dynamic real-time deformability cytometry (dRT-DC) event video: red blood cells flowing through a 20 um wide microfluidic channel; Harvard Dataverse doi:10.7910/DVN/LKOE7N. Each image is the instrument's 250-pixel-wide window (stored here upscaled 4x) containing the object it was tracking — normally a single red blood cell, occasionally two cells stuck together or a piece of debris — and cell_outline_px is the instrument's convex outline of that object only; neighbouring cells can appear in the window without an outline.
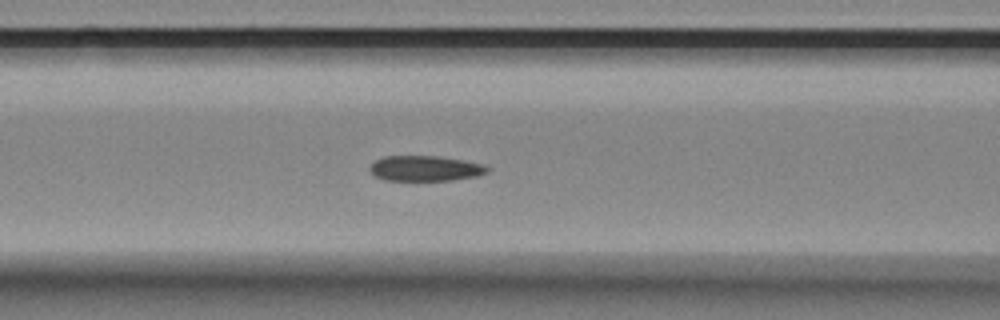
{"species": "Egyptian fruit bat (a non-hibernating species)", "species_latin": "Rousettus aegyptiacus", "temperature_condition": "room temperature", "stored_images_in_passage": 6, "segment_of_instrument_passage": [2, 2], "camera_frame_rate_fps": 3000, "um_per_image_px": 0.085, "animal": {"sex": "female"}, "frame": {"image": 1, "passage_image": 6, "time_ms": 6.667, "image_size_px": [1000, 320], "cell_outline_px": [[492, 168], [488, 172], [476, 176], [452, 180], [384, 180], [376, 176], [368, 168], [376, 160], [384, 156], [440, 156], [464, 160], [484, 164]], "centroid_in_image_um": [36.19, 14.3], "position_along_channel_um": 130.4, "area_um2": 17.4}}